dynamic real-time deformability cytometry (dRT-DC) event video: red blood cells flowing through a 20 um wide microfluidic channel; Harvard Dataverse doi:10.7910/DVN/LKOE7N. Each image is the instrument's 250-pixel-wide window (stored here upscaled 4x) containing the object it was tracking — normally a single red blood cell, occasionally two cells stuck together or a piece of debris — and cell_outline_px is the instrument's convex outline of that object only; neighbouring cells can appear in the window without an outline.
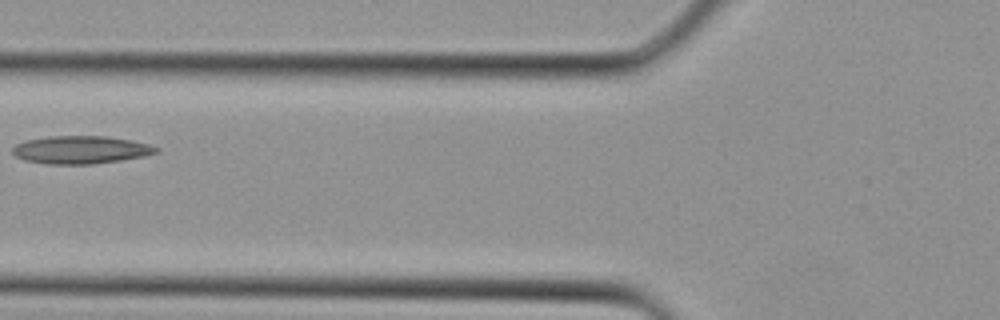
{"species": "Egyptian fruit bat (a non-hibernating species)", "species_latin": "Rousettus aegyptiacus", "temperature_condition": "cold", "stored_images_in_passage": 4, "camera_frame_rate_fps": 3000, "um_per_image_px": 0.085, "animal": {"sex": "female"}, "frame": {"image": 1, "passage_image": 4, "time_ms": 1.0, "image_size_px": [1000, 320], "cell_outline_px": [[160, 152], [144, 156], [120, 160], [92, 164], [48, 164], [24, 160], [16, 156], [12, 152], [12, 148], [16, 144], [24, 140], [48, 136], [108, 136], [132, 140], [148, 144], [160, 148]], "centroid_in_image_um": [6.87, 12.72], "position_along_channel_um": 118.9, "area_um2": 23.47}}